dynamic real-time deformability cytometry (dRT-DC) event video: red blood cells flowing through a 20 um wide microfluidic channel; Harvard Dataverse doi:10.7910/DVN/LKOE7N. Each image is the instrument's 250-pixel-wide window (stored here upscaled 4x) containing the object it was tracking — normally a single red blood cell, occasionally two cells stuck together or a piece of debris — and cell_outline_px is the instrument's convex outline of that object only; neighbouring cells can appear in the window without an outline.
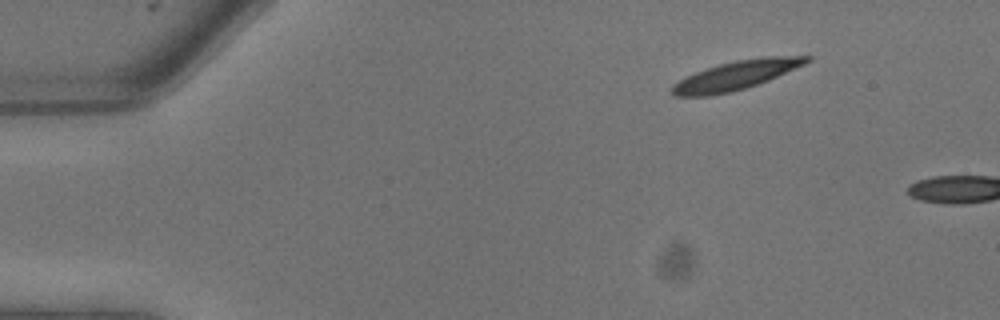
{"species": "common noctule bat (a hibernating species)", "species_latin": "Nyctalus noctula", "temperature_condition": "warm", "stored_images_in_passage": 2, "camera_frame_rate_fps": 3000, "um_per_image_px": 0.085, "animal": {"sex": "male", "body_mass_g": 13.3}, "frame": {"image": 1, "passage_image": 1, "time_ms": 0.0, "image_size_px": [1000, 320], "cell_outline_px": [[812, 60], [804, 64], [768, 80], [732, 92], [708, 96], [672, 96], [672, 84], [696, 72], [720, 64], [736, 60], [768, 56], [812, 56]], "centroid_in_image_um": [62.56, 6.4], "position_along_channel_um": 22.4, "area_um2": 22.25}}